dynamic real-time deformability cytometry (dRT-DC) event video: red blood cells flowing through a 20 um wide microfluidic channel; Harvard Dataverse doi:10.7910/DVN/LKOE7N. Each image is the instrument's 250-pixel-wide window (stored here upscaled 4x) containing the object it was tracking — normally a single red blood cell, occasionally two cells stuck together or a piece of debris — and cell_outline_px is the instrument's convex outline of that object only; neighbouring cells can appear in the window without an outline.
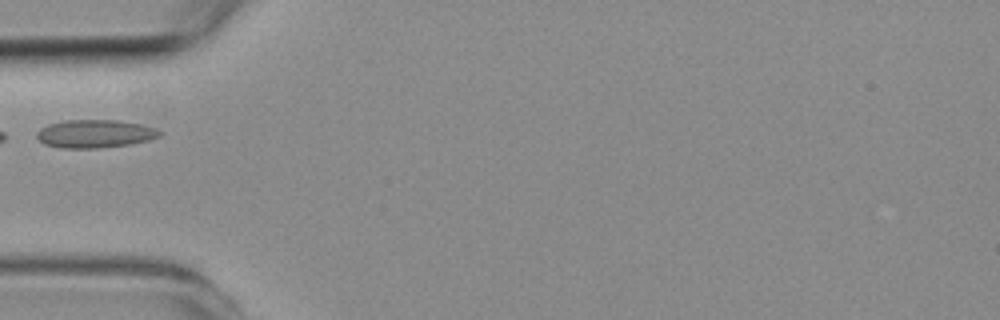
{"species": "common noctule bat (a hibernating species)", "species_latin": "Nyctalus noctula", "temperature_condition": "room temperature", "stored_images_in_passage": 4, "camera_frame_rate_fps": 3000, "um_per_image_px": 0.085, "animal": {"sex": "female", "body_mass_g": 19.3, "forearm_length_mm": 54.1}, "frame": {"image": 1, "passage_image": 4, "time_ms": 3.333, "image_size_px": [1000, 320], "cell_outline_px": [[164, 132], [160, 136], [148, 140], [128, 144], [96, 148], [60, 148], [44, 144], [36, 136], [36, 132], [40, 128], [48, 124], [64, 120], [120, 120], [140, 124], [156, 128]], "centroid_in_image_um": [8.06, 11.36], "position_along_channel_um": 76.9, "area_um2": 20.17}}